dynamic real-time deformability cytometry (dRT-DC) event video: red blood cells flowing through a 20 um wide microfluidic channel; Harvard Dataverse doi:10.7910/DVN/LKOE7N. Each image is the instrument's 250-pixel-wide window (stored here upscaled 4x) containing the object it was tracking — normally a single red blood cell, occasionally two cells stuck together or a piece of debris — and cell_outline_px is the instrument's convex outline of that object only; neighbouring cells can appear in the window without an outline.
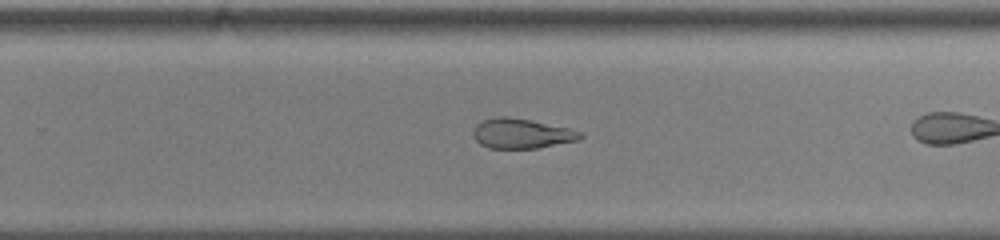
{"species": "common noctule bat (a hibernating species)", "species_latin": "Nyctalus noctula", "temperature_condition": "cold", "stored_images_in_passage": 38, "camera_frame_rate_fps": 3000, "um_per_image_px": 0.085, "animal": {"sex": "male", "body_mass_g": 13.0, "forearm_length_mm": 53.1}, "frame": {"image": 1, "passage_image": 33, "time_ms": 10.667, "image_size_px": [1000, 240], "cell_outline_px": [[584, 136], [580, 140], [536, 148], [488, 148], [480, 144], [476, 140], [472, 132], [476, 124], [480, 120], [496, 116], [508, 116], [568, 128], [584, 132]], "centroid_in_image_um": [44.32, 11.34], "position_along_channel_um": 285.5, "area_um2": 18.73}}